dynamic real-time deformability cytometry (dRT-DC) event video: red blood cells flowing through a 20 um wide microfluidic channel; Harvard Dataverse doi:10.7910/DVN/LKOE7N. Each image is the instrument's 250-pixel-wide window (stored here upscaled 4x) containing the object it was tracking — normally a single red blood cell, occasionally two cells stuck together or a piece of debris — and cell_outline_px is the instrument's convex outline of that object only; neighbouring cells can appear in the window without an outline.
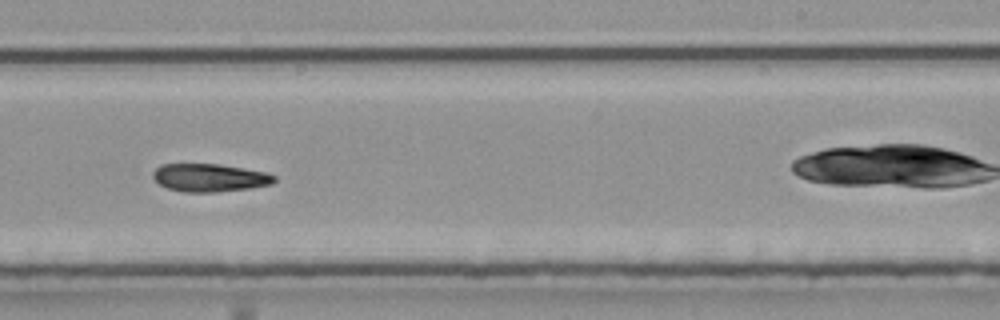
{"species": "common noctule bat (a hibernating species)", "species_latin": "Nyctalus noctula", "temperature_condition": "room temperature", "stored_images_in_passage": 32, "camera_frame_rate_fps": 3000, "um_per_image_px": 0.085, "animal": {"sex": "male", "body_mass_g": 20.4}, "frame": {"image": 1, "passage_image": 14, "time_ms": 4.333, "image_size_px": [1000, 320], "cell_outline_px": [[276, 180], [272, 184], [252, 188], [216, 192], [184, 192], [168, 188], [160, 184], [152, 176], [152, 172], [160, 164], [220, 164], [244, 168], [264, 172], [276, 176]], "centroid_in_image_um": [17.83, 15.1], "position_along_channel_um": 271.2, "area_um2": 19.83}}